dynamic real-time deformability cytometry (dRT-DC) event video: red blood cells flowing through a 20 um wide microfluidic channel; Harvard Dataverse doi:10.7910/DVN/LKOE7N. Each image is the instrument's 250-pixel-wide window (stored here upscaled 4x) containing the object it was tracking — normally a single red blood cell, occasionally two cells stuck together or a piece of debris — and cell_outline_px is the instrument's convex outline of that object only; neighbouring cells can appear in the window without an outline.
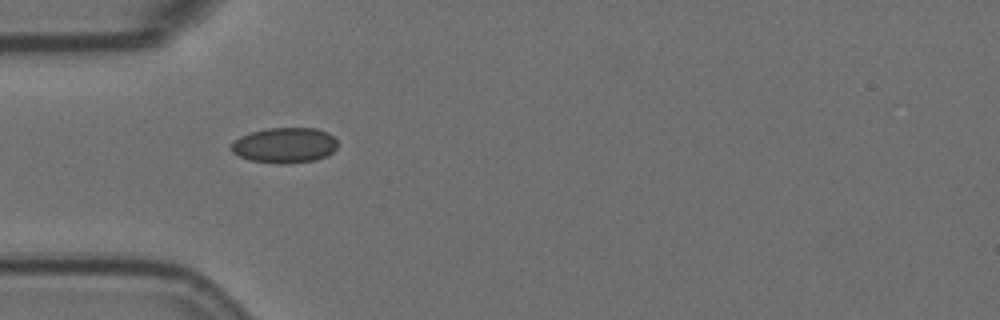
{"species": "Egyptian fruit bat (a non-hibernating species)", "species_latin": "Rousettus aegyptiacus", "temperature_condition": "room temperature", "stored_images_in_passage": 6, "camera_frame_rate_fps": 3000, "um_per_image_px": 0.085, "animal": {"sex": "female"}, "frame": {"image": 1, "passage_image": 5, "time_ms": 1.333, "image_size_px": [1000, 320], "cell_outline_px": [[336, 148], [332, 152], [316, 160], [284, 164], [280, 164], [248, 160], [232, 152], [228, 148], [228, 144], [240, 136], [252, 132], [268, 128], [316, 128], [328, 132], [336, 140]], "centroid_in_image_um": [24.14, 12.35], "position_along_channel_um": 60.9, "area_um2": 22.08}}
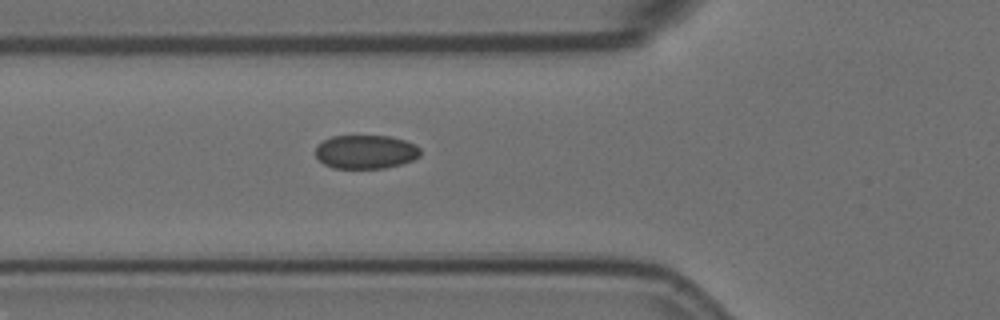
{"frame": {"image": 2, "passage_image": 6, "time_ms": 1.667, "image_size_px": [1000, 320], "cell_outline_px": [[420, 156], [412, 160], [400, 164], [384, 168], [332, 168], [324, 164], [316, 156], [316, 148], [324, 140], [332, 136], [392, 136], [416, 144], [420, 148]], "centroid_in_image_um": [31.11, 12.9], "position_along_channel_um": 94.7, "area_um2": 20.58}}